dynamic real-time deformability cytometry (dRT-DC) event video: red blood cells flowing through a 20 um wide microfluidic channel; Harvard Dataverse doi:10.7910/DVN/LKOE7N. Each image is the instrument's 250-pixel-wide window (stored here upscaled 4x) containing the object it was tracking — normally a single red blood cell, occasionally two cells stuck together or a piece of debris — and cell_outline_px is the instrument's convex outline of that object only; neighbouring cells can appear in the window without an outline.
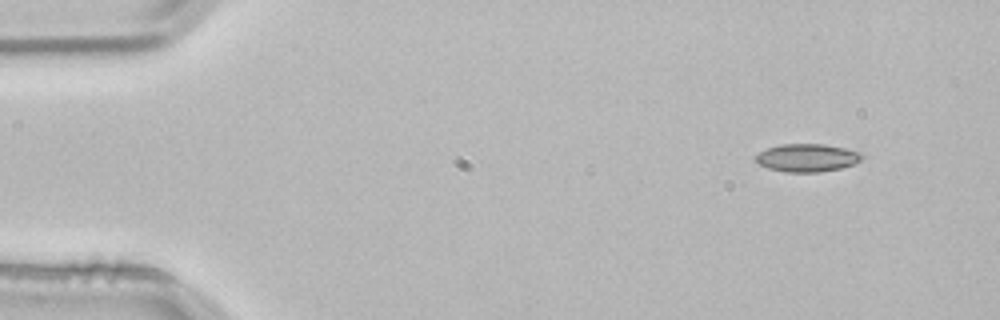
{"species": "common noctule bat (a hibernating species)", "species_latin": "Nyctalus noctula", "temperature_condition": "room temperature", "stored_images_in_passage": 3, "segment_of_instrument_passage": [1, 2], "camera_frame_rate_fps": 3000, "um_per_image_px": 0.085, "animal": {"sex": "male", "body_mass_g": 21.5, "forearm_length_mm": 52.0}, "frame": {"image": 1, "passage_image": 1, "time_ms": 0.0, "image_size_px": [1000, 320], "cell_outline_px": [[864, 156], [860, 160], [852, 164], [840, 168], [820, 172], [784, 172], [768, 168], [760, 164], [752, 156], [768, 148], [780, 144], [824, 144], [844, 148], [860, 152]], "centroid_in_image_um": [68.58, 13.41], "position_along_channel_um": 16.4, "area_um2": 17.22}}
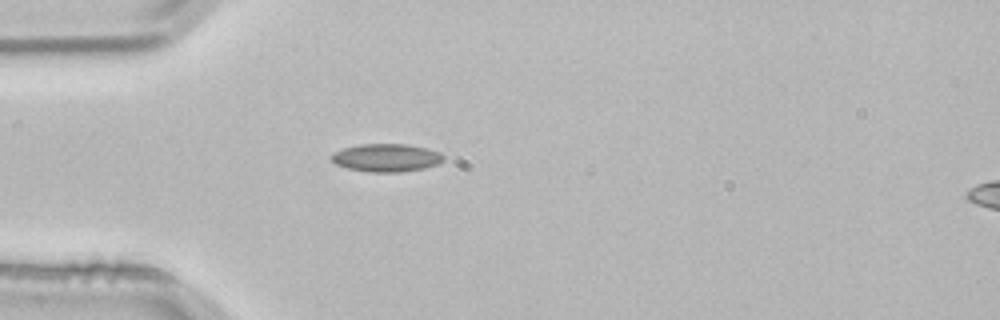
{"frame": {"image": 2, "passage_image": 2, "time_ms": 0.333, "image_size_px": [1000, 320], "cell_outline_px": [[444, 160], [436, 164], [424, 168], [400, 172], [368, 172], [348, 168], [336, 164], [328, 156], [332, 152], [344, 148], [360, 144], [408, 144], [440, 152], [444, 156]], "centroid_in_image_um": [32.8, 13.4], "position_along_channel_um": 52.2, "area_um2": 18.26}}